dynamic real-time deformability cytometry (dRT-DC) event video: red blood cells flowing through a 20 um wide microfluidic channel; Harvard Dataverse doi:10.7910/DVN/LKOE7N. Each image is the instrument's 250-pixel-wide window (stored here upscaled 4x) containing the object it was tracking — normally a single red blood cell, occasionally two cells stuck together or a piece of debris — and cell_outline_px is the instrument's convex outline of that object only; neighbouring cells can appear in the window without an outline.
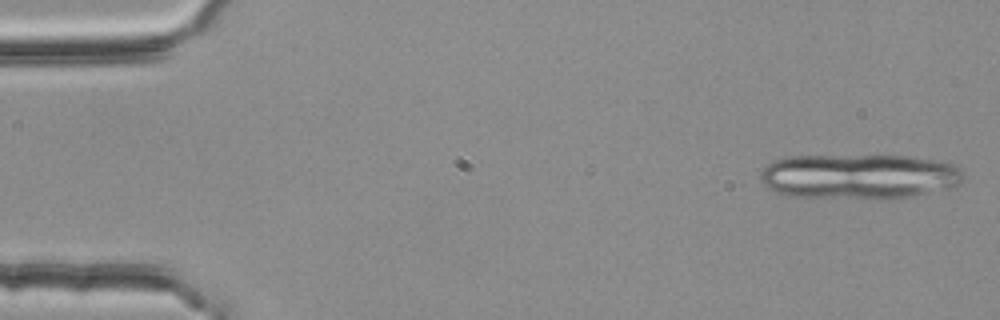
{"species": "common noctule bat (a hibernating species)", "species_latin": "Nyctalus noctula", "temperature_condition": "room temperature", "stored_images_in_passage": 6, "segment_of_instrument_passage": [1, 2], "camera_frame_rate_fps": 3000, "um_per_image_px": 0.085, "animal": {"sex": "female", "body_mass_g": 25.1}, "frame": {"image": 1, "passage_image": 1, "time_ms": 0.0, "image_size_px": [1000, 320], "cell_outline_px": [[964, 176], [960, 184], [956, 188], [916, 196], [892, 200], [872, 200], [792, 196], [780, 192], [764, 184], [760, 180], [760, 172], [768, 164], [776, 160], [788, 156], [912, 156], [948, 160], [956, 164], [960, 168]], "centroid_in_image_um": [73.19, 15.02], "position_along_channel_um": 11.8, "area_um2": 54.79}}